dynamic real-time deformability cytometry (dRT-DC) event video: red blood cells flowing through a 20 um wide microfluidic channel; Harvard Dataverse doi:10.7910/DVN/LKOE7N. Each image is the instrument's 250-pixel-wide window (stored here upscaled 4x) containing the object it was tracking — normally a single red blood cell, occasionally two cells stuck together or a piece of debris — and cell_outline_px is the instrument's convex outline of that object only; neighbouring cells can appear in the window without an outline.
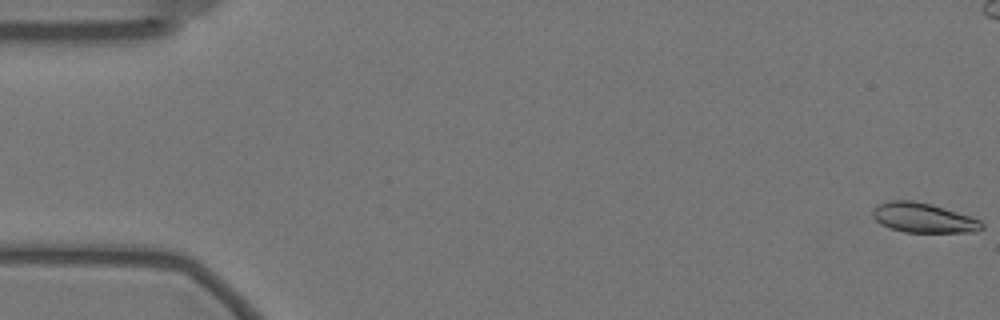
{"species": "Egyptian fruit bat (a non-hibernating species)", "species_latin": "Rousettus aegyptiacus", "temperature_condition": "warm", "stored_images_in_passage": 59, "camera_frame_rate_fps": 3000, "um_per_image_px": 0.085, "animal": {"sex": "female"}, "frame": {"image": 1, "passage_image": 1, "time_ms": 0.0, "image_size_px": [1000, 320], "cell_outline_px": [[984, 228], [976, 232], [904, 232], [880, 224], [872, 216], [872, 208], [876, 204], [888, 200], [912, 200], [944, 208], [972, 216], [980, 220], [984, 224]], "centroid_in_image_um": [78.48, 18.51], "position_along_channel_um": 6.5, "area_um2": 19.02}}
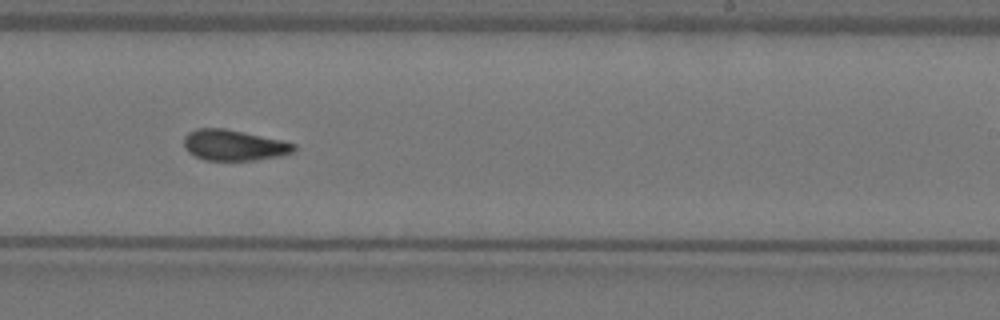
{"frame": {"image": 2, "passage_image": 36, "time_ms": 11.667, "image_size_px": [1000, 320], "cell_outline_px": [[296, 148], [292, 152], [280, 156], [256, 160], [204, 160], [188, 152], [184, 144], [184, 136], [188, 132], [196, 128], [224, 128], [280, 140], [296, 144]], "centroid_in_image_um": [19.86, 12.34], "position_along_channel_um": 269.1, "area_um2": 19.59}}
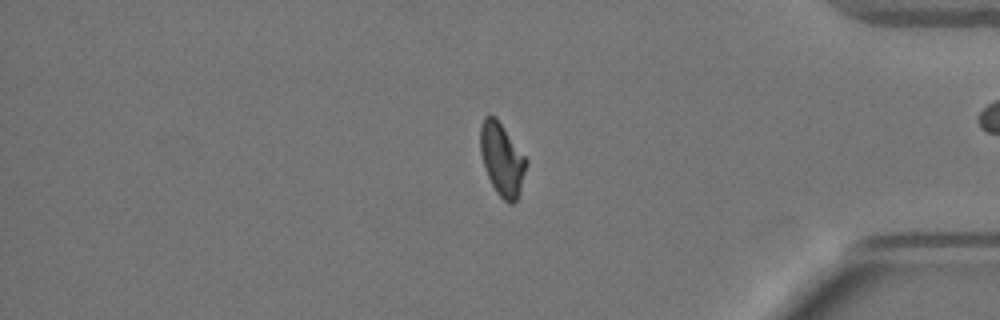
{"frame": {"image": 3, "passage_image": 49, "time_ms": 16.0, "image_size_px": [1000, 320], "cell_outline_px": [[528, 160], [520, 188], [516, 200], [512, 204], [508, 204], [496, 192], [488, 176], [480, 152], [480, 128], [484, 116], [488, 112], [496, 116]], "centroid_in_image_um": [42.65, 13.48], "position_along_channel_um": 392.5, "area_um2": 19.36}, "authors_computed_cell_mechanics": {"area_um2": 19.5942, "velocity_mm_per_s": 3.4815, "shape_relaxation_time_tau1_ms": null, "shape_relaxation_time_tau2_ms": 2.6985, "deformation_change_tau1": null, "deformation_change_tau2": 0.0993}}